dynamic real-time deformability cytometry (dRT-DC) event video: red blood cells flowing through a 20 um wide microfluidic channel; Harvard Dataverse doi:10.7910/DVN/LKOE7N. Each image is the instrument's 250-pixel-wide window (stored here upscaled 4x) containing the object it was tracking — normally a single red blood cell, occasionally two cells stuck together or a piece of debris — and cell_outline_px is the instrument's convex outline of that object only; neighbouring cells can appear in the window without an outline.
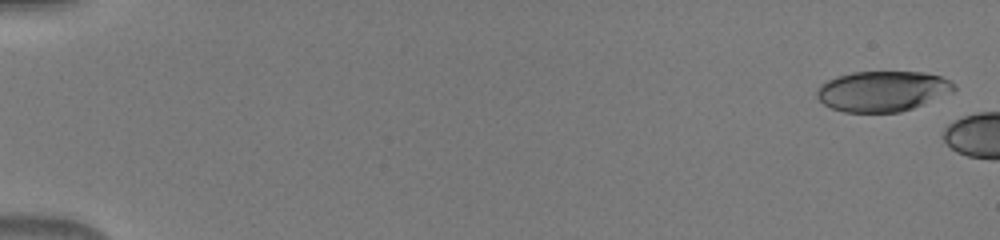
{"species": "human", "species_latin": "Homo sapiens", "temperature_condition": "warm", "stored_images_in_passage": 6, "camera_frame_rate_fps": 3000, "um_per_image_px": 0.085, "donor": {"sex": "male"}, "frame": {"image": 1, "passage_image": 2, "time_ms": 0.333, "image_size_px": [1000, 240], "cell_outline_px": [[956, 88], [952, 92], [912, 108], [900, 112], [844, 112], [832, 108], [824, 104], [816, 96], [816, 88], [820, 84], [836, 76], [852, 72], [924, 72], [940, 76], [956, 84]], "centroid_in_image_um": [74.98, 7.74], "position_along_channel_um": 10.0, "area_um2": 32.25}}